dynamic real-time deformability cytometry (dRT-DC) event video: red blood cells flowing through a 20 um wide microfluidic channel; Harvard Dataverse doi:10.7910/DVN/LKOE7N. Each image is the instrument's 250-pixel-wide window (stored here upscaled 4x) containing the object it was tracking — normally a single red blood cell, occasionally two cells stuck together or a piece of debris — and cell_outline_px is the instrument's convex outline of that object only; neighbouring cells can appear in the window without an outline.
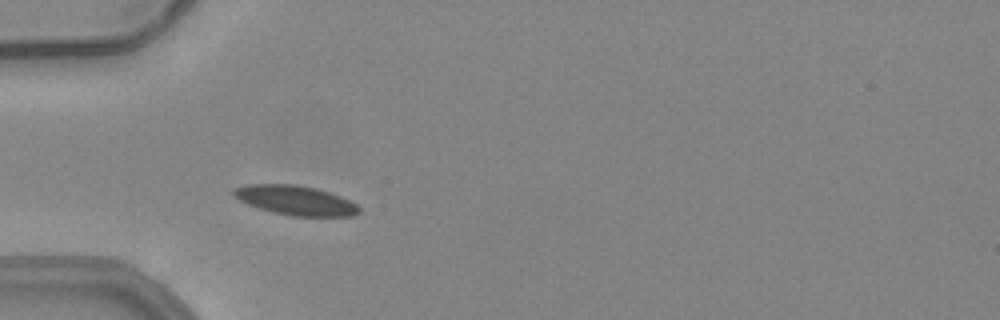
{"species": "common noctule bat (a hibernating species)", "species_latin": "Nyctalus noctula", "temperature_condition": "warm", "stored_images_in_passage": 47, "camera_frame_rate_fps": 3000, "um_per_image_px": 0.085, "animal": {"sex": "female", "body_mass_g": 24.6, "forearm_length_mm": 56.2}, "frame": {"image": 1, "passage_image": 11, "time_ms": 3.333, "image_size_px": [1000, 320], "cell_outline_px": [[360, 212], [352, 216], [292, 216], [272, 212], [248, 204], [232, 196], [232, 188], [248, 184], [296, 184], [316, 188], [340, 196], [356, 204], [360, 208]], "centroid_in_image_um": [25.09, 17.02], "position_along_channel_um": 59.9, "area_um2": 21.56}}
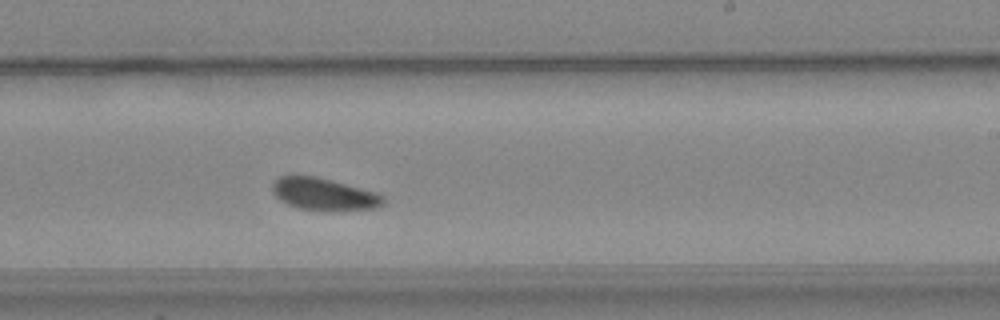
{"frame": {"image": 2, "passage_image": 27, "time_ms": 8.667, "image_size_px": [1000, 320], "cell_outline_px": [[384, 204], [376, 208], [332, 212], [328, 212], [296, 208], [280, 200], [272, 192], [272, 184], [280, 176], [288, 172], [292, 172], [312, 176], [376, 192], [384, 196]], "centroid_in_image_um": [27.48, 16.51], "position_along_channel_um": 261.5, "area_um2": 21.39}}
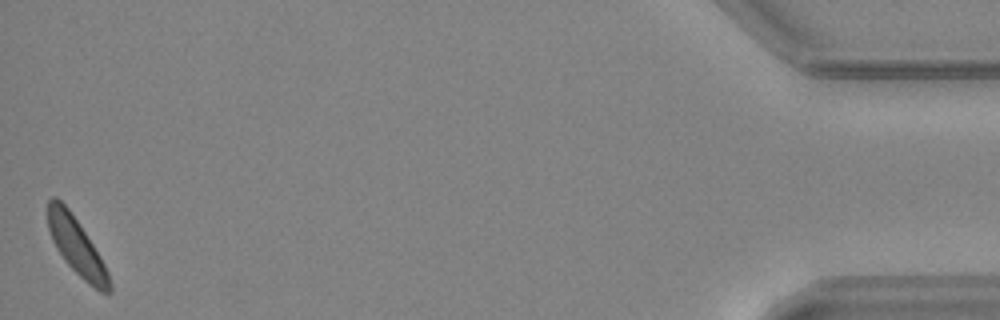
{"frame": {"image": 3, "passage_image": 47, "time_ms": 15.333, "image_size_px": [1000, 320], "cell_outline_px": [[112, 292], [100, 292], [88, 284], [64, 260], [56, 248], [52, 240], [48, 228], [48, 200], [52, 196], [56, 196], [68, 208], [100, 256], [108, 272], [112, 284]], "centroid_in_image_um": [6.5, 20.96], "position_along_channel_um": 428.7, "area_um2": 20.11}, "authors_computed_cell_mechanics": {"area_um2": 20.8658, "velocity_mm_per_s": 3.8764, "shape_relaxation_time_tau1_ms": 1.9785, "shape_relaxation_time_tau2_ms": null, "deformation_change_tau1": 0.071, "deformation_change_tau2": null}}